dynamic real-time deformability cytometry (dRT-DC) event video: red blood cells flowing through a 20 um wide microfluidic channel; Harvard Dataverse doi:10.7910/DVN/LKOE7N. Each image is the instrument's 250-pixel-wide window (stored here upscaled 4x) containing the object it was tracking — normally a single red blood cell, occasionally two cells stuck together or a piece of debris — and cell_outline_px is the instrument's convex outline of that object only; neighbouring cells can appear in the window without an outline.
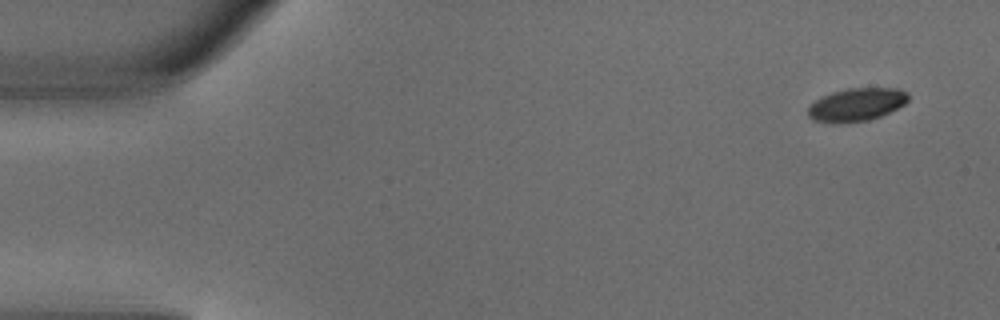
{"species": "common noctule bat (a hibernating species)", "species_latin": "Nyctalus noctula", "temperature_condition": "warm", "stored_images_in_passage": 3, "camera_frame_rate_fps": 3000, "um_per_image_px": 0.085, "animal": {"sex": "male", "body_mass_g": 18.8}, "frame": {"image": 1, "passage_image": 1, "time_ms": 0.0, "image_size_px": [1000, 320], "cell_outline_px": [[908, 100], [904, 104], [880, 116], [868, 120], [840, 124], [832, 124], [812, 120], [808, 116], [808, 104], [820, 96], [832, 92], [848, 88], [900, 88], [908, 92]], "centroid_in_image_um": [72.74, 8.9], "position_along_channel_um": 12.3, "area_um2": 19.65}}